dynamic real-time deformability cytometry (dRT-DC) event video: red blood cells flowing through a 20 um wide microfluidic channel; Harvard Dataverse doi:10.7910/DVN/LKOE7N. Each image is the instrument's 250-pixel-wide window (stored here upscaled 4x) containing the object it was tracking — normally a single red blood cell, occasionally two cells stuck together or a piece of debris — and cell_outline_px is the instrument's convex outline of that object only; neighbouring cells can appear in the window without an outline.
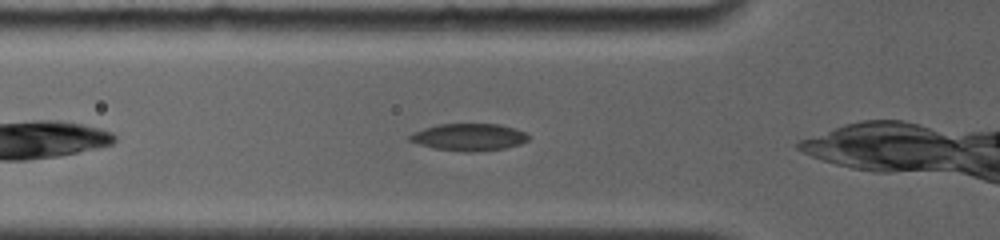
{"species": "common noctule bat (a hibernating species)", "species_latin": "Nyctalus noctula", "temperature_condition": "room temperature", "stored_images_in_passage": 27, "camera_frame_rate_fps": 4000, "um_per_image_px": 0.085, "animal": {"sex": "female", "body_mass_g": 19.0, "forearm_length_mm": 56.7}, "frame": {"image": 1, "passage_image": 3, "time_ms": 1.25, "image_size_px": [1000, 240], "cell_outline_px": [[528, 140], [520, 144], [504, 148], [472, 152], [464, 152], [432, 148], [408, 140], [408, 136], [412, 132], [424, 128], [440, 124], [500, 124], [516, 128], [524, 132], [528, 136]], "centroid_in_image_um": [39.84, 11.65], "position_along_channel_um": 86.0, "area_um2": 18.79}}
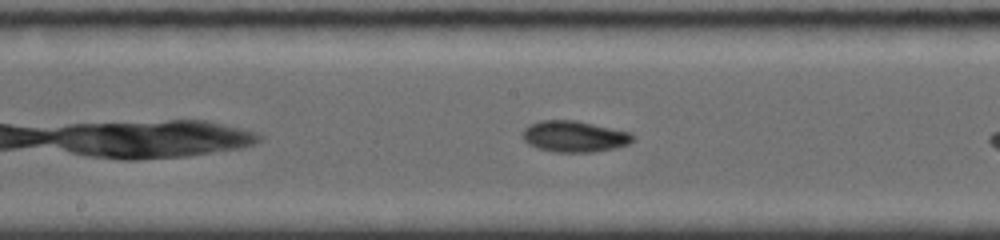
{"frame": {"image": 2, "passage_image": 12, "time_ms": 4.25, "image_size_px": [1000, 240], "cell_outline_px": [[636, 136], [628, 144], [616, 148], [592, 152], [556, 152], [536, 148], [528, 144], [524, 140], [520, 132], [528, 124], [540, 120], [576, 120], [632, 132]], "centroid_in_image_um": [48.8, 11.59], "position_along_channel_um": 199.4, "area_um2": 20.4}}
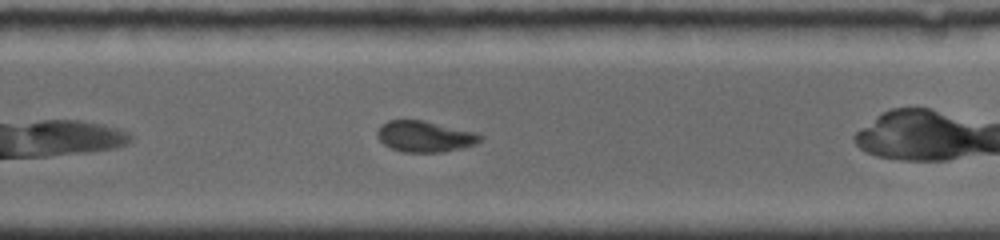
{"frame": {"image": 3, "passage_image": 20, "time_ms": 6.75, "image_size_px": [1000, 240], "cell_outline_px": [[484, 136], [476, 144], [460, 148], [440, 152], [404, 152], [392, 148], [384, 144], [376, 136], [376, 132], [388, 120], [424, 120], [476, 132]], "centroid_in_image_um": [36.13, 11.59], "position_along_channel_um": 293.7, "area_um2": 18.5}, "authors_computed_cell_mechanics": {"area_um2": 19.4208, "velocity_mm_per_s": 3.7823, "shape_relaxation_time_tau1_ms": 6.6751, "shape_relaxation_time_tau2_ms": 3.071, "deformation_change_tau1": 0.1178, "deformation_change_tau2": 0.0775}}